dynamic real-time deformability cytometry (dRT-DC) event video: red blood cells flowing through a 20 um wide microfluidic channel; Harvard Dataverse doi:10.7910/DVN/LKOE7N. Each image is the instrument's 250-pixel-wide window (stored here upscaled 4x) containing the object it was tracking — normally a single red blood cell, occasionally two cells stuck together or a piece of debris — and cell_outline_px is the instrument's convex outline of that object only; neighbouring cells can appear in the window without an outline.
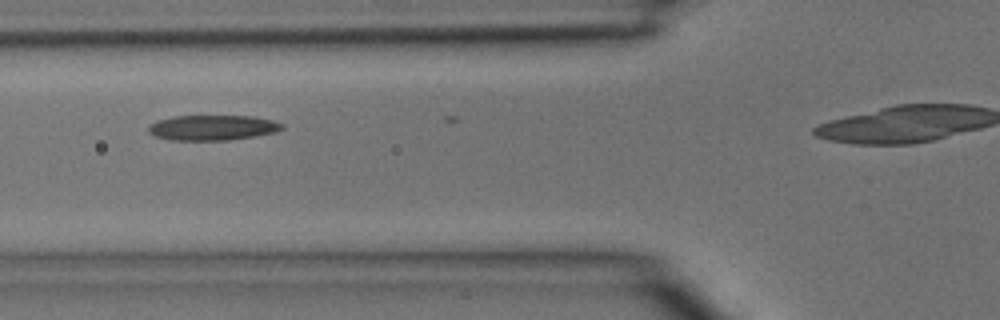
{"species": "common noctule bat (a hibernating species)", "species_latin": "Nyctalus noctula", "temperature_condition": "room temperature", "stored_images_in_passage": 8, "camera_frame_rate_fps": 3000, "um_per_image_px": 0.085, "animal": {"sex": "male", "body_mass_g": 15.6}, "frame": {"image": 1, "passage_image": 7, "time_ms": 2.0, "image_size_px": [1000, 320], "cell_outline_px": [[284, 128], [276, 132], [256, 136], [228, 140], [172, 140], [156, 136], [148, 132], [148, 128], [152, 124], [160, 120], [172, 116], [252, 116], [272, 120], [284, 124]], "centroid_in_image_um": [18.11, 10.85], "position_along_channel_um": 107.7, "area_um2": 19.54}}